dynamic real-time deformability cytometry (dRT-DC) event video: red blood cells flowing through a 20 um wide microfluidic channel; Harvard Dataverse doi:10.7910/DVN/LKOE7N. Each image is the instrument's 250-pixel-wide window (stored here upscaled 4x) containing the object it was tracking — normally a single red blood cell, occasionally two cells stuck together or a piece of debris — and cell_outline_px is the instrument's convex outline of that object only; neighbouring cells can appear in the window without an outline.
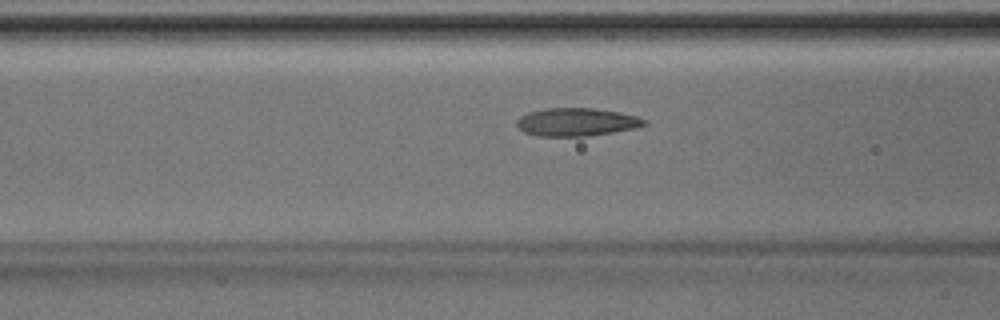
{"species": "Egyptian fruit bat (a non-hibernating species)", "species_latin": "Rousettus aegyptiacus", "temperature_condition": "room temperature", "stored_images_in_passage": 13, "camera_frame_rate_fps": 3000, "um_per_image_px": 0.085, "animal": {"sex": "male"}, "frame": {"image": 1, "passage_image": 11, "time_ms": 3.333, "image_size_px": [1000, 320], "cell_outline_px": [[648, 124], [636, 128], [588, 136], [540, 136], [524, 132], [516, 124], [516, 120], [520, 116], [528, 112], [544, 108], [592, 108], [620, 112], [636, 116], [648, 120]], "centroid_in_image_um": [49.02, 10.37], "position_along_channel_um": 117.6, "area_um2": 20.92}}